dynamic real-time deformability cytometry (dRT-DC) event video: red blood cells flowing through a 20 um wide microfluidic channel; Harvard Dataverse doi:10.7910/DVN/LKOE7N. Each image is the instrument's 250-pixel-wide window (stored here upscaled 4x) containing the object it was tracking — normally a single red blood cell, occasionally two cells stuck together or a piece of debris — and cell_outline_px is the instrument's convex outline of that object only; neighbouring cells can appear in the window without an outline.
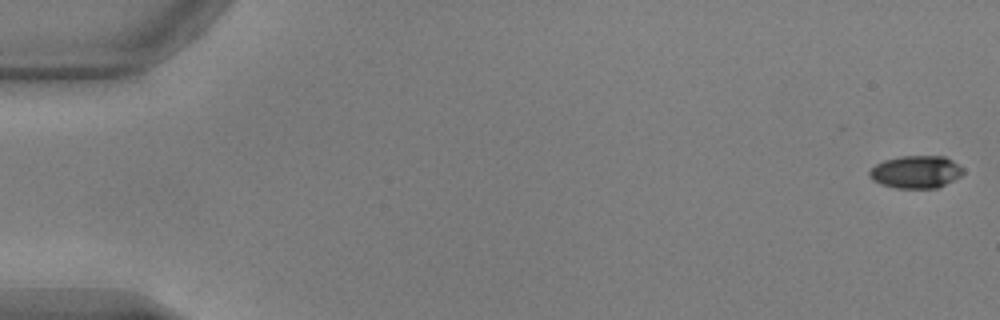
{"species": "common noctule bat (a hibernating species)", "species_latin": "Nyctalus noctula", "temperature_condition": "warm", "stored_images_in_passage": 11, "camera_frame_rate_fps": 3000, "um_per_image_px": 0.085, "animal": {"sex": "male", "body_mass_g": 17.9, "forearm_length_mm": 54.2}, "frame": {"image": 1, "passage_image": 1, "time_ms": 0.0, "image_size_px": [1000, 320], "cell_outline_px": [[964, 172], [960, 176], [936, 188], [896, 188], [880, 184], [872, 180], [868, 176], [868, 172], [876, 164], [884, 160], [900, 156], [944, 156], [952, 160], [964, 168]], "centroid_in_image_um": [77.83, 14.61], "position_along_channel_um": 7.2, "area_um2": 17.8}}